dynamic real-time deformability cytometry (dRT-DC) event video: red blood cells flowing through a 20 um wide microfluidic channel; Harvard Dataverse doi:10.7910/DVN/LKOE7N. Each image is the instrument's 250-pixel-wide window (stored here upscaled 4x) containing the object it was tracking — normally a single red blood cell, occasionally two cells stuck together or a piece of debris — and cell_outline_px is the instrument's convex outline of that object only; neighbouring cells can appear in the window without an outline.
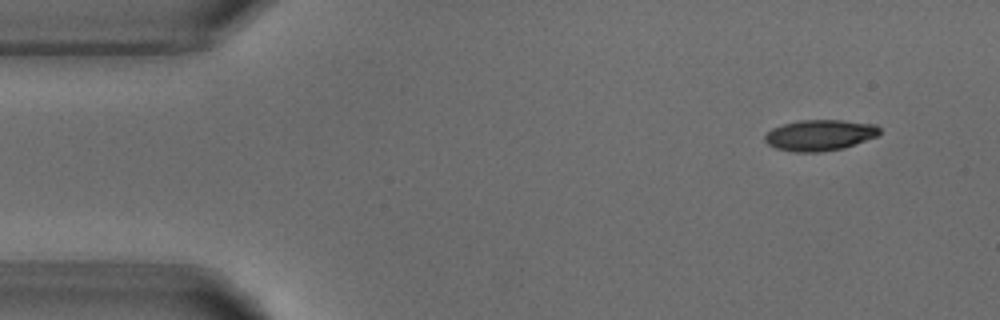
{"species": "common noctule bat (a hibernating species)", "species_latin": "Nyctalus noctula", "temperature_condition": "warm", "stored_images_in_passage": 4, "camera_frame_rate_fps": 3000, "um_per_image_px": 0.085, "animal": {"sex": "male", "body_mass_g": 18.8}, "frame": {"image": 1, "passage_image": 1, "time_ms": 0.0, "image_size_px": [1000, 320], "cell_outline_px": [[880, 132], [876, 136], [844, 148], [820, 152], [796, 152], [776, 148], [768, 144], [764, 140], [764, 136], [772, 128], [784, 124], [800, 120], [840, 120], [876, 124], [880, 128]], "centroid_in_image_um": [69.67, 11.49], "position_along_channel_um": 15.3, "area_um2": 20.58}}
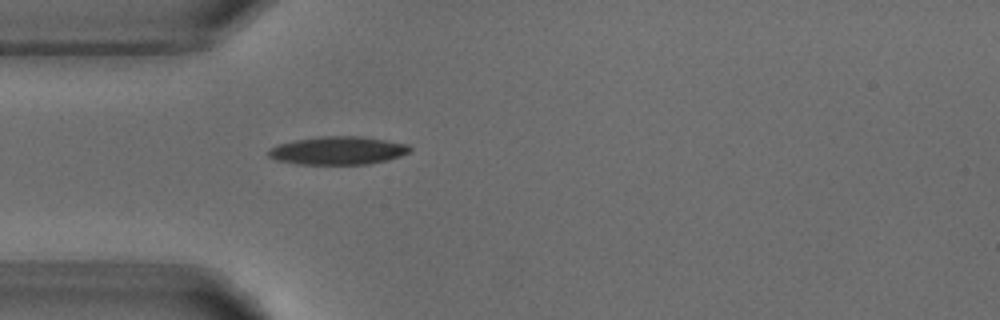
{"frame": {"image": 2, "passage_image": 4, "time_ms": 3.333, "image_size_px": [1000, 320], "cell_outline_px": [[412, 148], [408, 152], [400, 156], [388, 160], [368, 164], [296, 164], [276, 160], [268, 156], [268, 152], [276, 144], [296, 140], [320, 136], [360, 136], [408, 144]], "centroid_in_image_um": [28.72, 12.8], "position_along_channel_um": 56.3, "area_um2": 23.12}}